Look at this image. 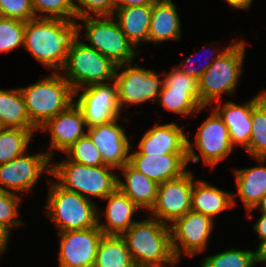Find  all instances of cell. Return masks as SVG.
<instances>
[{"instance_id": "cell-1", "label": "cell", "mask_w": 266, "mask_h": 267, "mask_svg": "<svg viewBox=\"0 0 266 267\" xmlns=\"http://www.w3.org/2000/svg\"><path fill=\"white\" fill-rule=\"evenodd\" d=\"M80 29L75 21L36 17L26 22L23 47L47 68L61 71Z\"/></svg>"}, {"instance_id": "cell-2", "label": "cell", "mask_w": 266, "mask_h": 267, "mask_svg": "<svg viewBox=\"0 0 266 267\" xmlns=\"http://www.w3.org/2000/svg\"><path fill=\"white\" fill-rule=\"evenodd\" d=\"M136 267H163L176 265L170 226L150 217L136 221L121 235Z\"/></svg>"}, {"instance_id": "cell-3", "label": "cell", "mask_w": 266, "mask_h": 267, "mask_svg": "<svg viewBox=\"0 0 266 267\" xmlns=\"http://www.w3.org/2000/svg\"><path fill=\"white\" fill-rule=\"evenodd\" d=\"M19 89L30 122L37 130L74 102L73 89L63 75L56 72L37 83Z\"/></svg>"}, {"instance_id": "cell-4", "label": "cell", "mask_w": 266, "mask_h": 267, "mask_svg": "<svg viewBox=\"0 0 266 267\" xmlns=\"http://www.w3.org/2000/svg\"><path fill=\"white\" fill-rule=\"evenodd\" d=\"M108 165L86 166L66 158L52 165L51 175L64 189L76 192L87 199L96 196L102 200L117 189L118 176Z\"/></svg>"}, {"instance_id": "cell-5", "label": "cell", "mask_w": 266, "mask_h": 267, "mask_svg": "<svg viewBox=\"0 0 266 267\" xmlns=\"http://www.w3.org/2000/svg\"><path fill=\"white\" fill-rule=\"evenodd\" d=\"M47 216L55 223L59 232L89 229L98 226L100 218L91 199L64 189L57 182H50Z\"/></svg>"}, {"instance_id": "cell-6", "label": "cell", "mask_w": 266, "mask_h": 267, "mask_svg": "<svg viewBox=\"0 0 266 267\" xmlns=\"http://www.w3.org/2000/svg\"><path fill=\"white\" fill-rule=\"evenodd\" d=\"M243 41L233 43L210 65L198 80L200 102L206 107L220 101L222 93H233L242 73Z\"/></svg>"}, {"instance_id": "cell-7", "label": "cell", "mask_w": 266, "mask_h": 267, "mask_svg": "<svg viewBox=\"0 0 266 267\" xmlns=\"http://www.w3.org/2000/svg\"><path fill=\"white\" fill-rule=\"evenodd\" d=\"M62 69L66 71L63 77L76 91L89 85L105 83L106 80H114L117 65L78 38L68 51Z\"/></svg>"}, {"instance_id": "cell-8", "label": "cell", "mask_w": 266, "mask_h": 267, "mask_svg": "<svg viewBox=\"0 0 266 267\" xmlns=\"http://www.w3.org/2000/svg\"><path fill=\"white\" fill-rule=\"evenodd\" d=\"M79 19L84 23L86 39L90 42L88 46L96 49L117 66L131 63L137 52L118 23L113 21V16H89Z\"/></svg>"}, {"instance_id": "cell-9", "label": "cell", "mask_w": 266, "mask_h": 267, "mask_svg": "<svg viewBox=\"0 0 266 267\" xmlns=\"http://www.w3.org/2000/svg\"><path fill=\"white\" fill-rule=\"evenodd\" d=\"M83 90L74 103L82 111L87 129L119 118L121 110L118 102L116 81L99 83L74 91V98Z\"/></svg>"}, {"instance_id": "cell-10", "label": "cell", "mask_w": 266, "mask_h": 267, "mask_svg": "<svg viewBox=\"0 0 266 267\" xmlns=\"http://www.w3.org/2000/svg\"><path fill=\"white\" fill-rule=\"evenodd\" d=\"M193 176L187 171L182 176L160 183L151 217L164 224L173 223L191 211Z\"/></svg>"}, {"instance_id": "cell-11", "label": "cell", "mask_w": 266, "mask_h": 267, "mask_svg": "<svg viewBox=\"0 0 266 267\" xmlns=\"http://www.w3.org/2000/svg\"><path fill=\"white\" fill-rule=\"evenodd\" d=\"M213 222L210 216L191 210L172 225L169 223L172 250L177 261L180 260L181 252L194 256L205 250L214 227Z\"/></svg>"}, {"instance_id": "cell-12", "label": "cell", "mask_w": 266, "mask_h": 267, "mask_svg": "<svg viewBox=\"0 0 266 267\" xmlns=\"http://www.w3.org/2000/svg\"><path fill=\"white\" fill-rule=\"evenodd\" d=\"M122 67L124 69L119 74L118 71ZM115 81L120 110L124 104L140 105L149 99L156 102L155 98L158 100L163 85V80L159 79L154 70L140 68L137 64L131 66V63L117 66Z\"/></svg>"}, {"instance_id": "cell-13", "label": "cell", "mask_w": 266, "mask_h": 267, "mask_svg": "<svg viewBox=\"0 0 266 267\" xmlns=\"http://www.w3.org/2000/svg\"><path fill=\"white\" fill-rule=\"evenodd\" d=\"M52 155L51 152L32 156L24 153L8 163L0 164V189L8 192H31L42 172L51 174Z\"/></svg>"}, {"instance_id": "cell-14", "label": "cell", "mask_w": 266, "mask_h": 267, "mask_svg": "<svg viewBox=\"0 0 266 267\" xmlns=\"http://www.w3.org/2000/svg\"><path fill=\"white\" fill-rule=\"evenodd\" d=\"M59 234L60 267H94L98 244L104 235L98 226Z\"/></svg>"}, {"instance_id": "cell-15", "label": "cell", "mask_w": 266, "mask_h": 267, "mask_svg": "<svg viewBox=\"0 0 266 267\" xmlns=\"http://www.w3.org/2000/svg\"><path fill=\"white\" fill-rule=\"evenodd\" d=\"M194 146L188 140L182 128L175 123L158 125L143 135L138 149L143 155L188 154V163L199 162L200 157L195 155Z\"/></svg>"}, {"instance_id": "cell-16", "label": "cell", "mask_w": 266, "mask_h": 267, "mask_svg": "<svg viewBox=\"0 0 266 267\" xmlns=\"http://www.w3.org/2000/svg\"><path fill=\"white\" fill-rule=\"evenodd\" d=\"M119 118L111 122L88 128V137L98 148L103 163L113 168H122L129 162L130 144L125 130L118 124Z\"/></svg>"}, {"instance_id": "cell-17", "label": "cell", "mask_w": 266, "mask_h": 267, "mask_svg": "<svg viewBox=\"0 0 266 267\" xmlns=\"http://www.w3.org/2000/svg\"><path fill=\"white\" fill-rule=\"evenodd\" d=\"M195 145L204 163L213 168L233 150L228 128L214 110L197 130Z\"/></svg>"}, {"instance_id": "cell-18", "label": "cell", "mask_w": 266, "mask_h": 267, "mask_svg": "<svg viewBox=\"0 0 266 267\" xmlns=\"http://www.w3.org/2000/svg\"><path fill=\"white\" fill-rule=\"evenodd\" d=\"M188 154L143 155L139 150L129 154V164L158 184L186 173Z\"/></svg>"}, {"instance_id": "cell-19", "label": "cell", "mask_w": 266, "mask_h": 267, "mask_svg": "<svg viewBox=\"0 0 266 267\" xmlns=\"http://www.w3.org/2000/svg\"><path fill=\"white\" fill-rule=\"evenodd\" d=\"M83 127L87 128L82 111L75 103H72L65 111L52 117L40 130L50 132L51 150L66 152L75 142L87 134Z\"/></svg>"}, {"instance_id": "cell-20", "label": "cell", "mask_w": 266, "mask_h": 267, "mask_svg": "<svg viewBox=\"0 0 266 267\" xmlns=\"http://www.w3.org/2000/svg\"><path fill=\"white\" fill-rule=\"evenodd\" d=\"M265 95L266 90L243 105L227 101L222 108L217 105L213 109L227 126L232 146L240 145L245 149L249 146L252 132V110Z\"/></svg>"}, {"instance_id": "cell-21", "label": "cell", "mask_w": 266, "mask_h": 267, "mask_svg": "<svg viewBox=\"0 0 266 267\" xmlns=\"http://www.w3.org/2000/svg\"><path fill=\"white\" fill-rule=\"evenodd\" d=\"M103 200H108L104 212L107 222L101 224L98 220V227L104 235L121 236L136 222L133 221L132 215L139 207L118 188Z\"/></svg>"}, {"instance_id": "cell-22", "label": "cell", "mask_w": 266, "mask_h": 267, "mask_svg": "<svg viewBox=\"0 0 266 267\" xmlns=\"http://www.w3.org/2000/svg\"><path fill=\"white\" fill-rule=\"evenodd\" d=\"M126 178H118L117 188L124 193L139 208L149 211L155 204L159 184L133 168L129 163L120 168Z\"/></svg>"}, {"instance_id": "cell-23", "label": "cell", "mask_w": 266, "mask_h": 267, "mask_svg": "<svg viewBox=\"0 0 266 267\" xmlns=\"http://www.w3.org/2000/svg\"><path fill=\"white\" fill-rule=\"evenodd\" d=\"M181 37L180 19L172 0H158L152 5L148 42L160 43L166 40H179Z\"/></svg>"}, {"instance_id": "cell-24", "label": "cell", "mask_w": 266, "mask_h": 267, "mask_svg": "<svg viewBox=\"0 0 266 267\" xmlns=\"http://www.w3.org/2000/svg\"><path fill=\"white\" fill-rule=\"evenodd\" d=\"M234 200L233 194L198 180L193 185L191 210L213 218L236 205Z\"/></svg>"}, {"instance_id": "cell-25", "label": "cell", "mask_w": 266, "mask_h": 267, "mask_svg": "<svg viewBox=\"0 0 266 267\" xmlns=\"http://www.w3.org/2000/svg\"><path fill=\"white\" fill-rule=\"evenodd\" d=\"M152 6L116 8L113 16L127 39L137 47L139 42H148Z\"/></svg>"}, {"instance_id": "cell-26", "label": "cell", "mask_w": 266, "mask_h": 267, "mask_svg": "<svg viewBox=\"0 0 266 267\" xmlns=\"http://www.w3.org/2000/svg\"><path fill=\"white\" fill-rule=\"evenodd\" d=\"M238 194L246 207V211L253 209L266 193V166H254L234 170Z\"/></svg>"}, {"instance_id": "cell-27", "label": "cell", "mask_w": 266, "mask_h": 267, "mask_svg": "<svg viewBox=\"0 0 266 267\" xmlns=\"http://www.w3.org/2000/svg\"><path fill=\"white\" fill-rule=\"evenodd\" d=\"M0 127L36 129L30 122L20 89H0Z\"/></svg>"}, {"instance_id": "cell-28", "label": "cell", "mask_w": 266, "mask_h": 267, "mask_svg": "<svg viewBox=\"0 0 266 267\" xmlns=\"http://www.w3.org/2000/svg\"><path fill=\"white\" fill-rule=\"evenodd\" d=\"M158 105L185 116L194 115L205 106L200 102L198 89H173L164 82L158 96Z\"/></svg>"}, {"instance_id": "cell-29", "label": "cell", "mask_w": 266, "mask_h": 267, "mask_svg": "<svg viewBox=\"0 0 266 267\" xmlns=\"http://www.w3.org/2000/svg\"><path fill=\"white\" fill-rule=\"evenodd\" d=\"M94 267H136V265L121 236L103 235L98 244Z\"/></svg>"}, {"instance_id": "cell-30", "label": "cell", "mask_w": 266, "mask_h": 267, "mask_svg": "<svg viewBox=\"0 0 266 267\" xmlns=\"http://www.w3.org/2000/svg\"><path fill=\"white\" fill-rule=\"evenodd\" d=\"M33 130L37 129L0 128V164L8 163L24 154Z\"/></svg>"}, {"instance_id": "cell-31", "label": "cell", "mask_w": 266, "mask_h": 267, "mask_svg": "<svg viewBox=\"0 0 266 267\" xmlns=\"http://www.w3.org/2000/svg\"><path fill=\"white\" fill-rule=\"evenodd\" d=\"M252 132L246 150L260 163L266 160V95L253 107Z\"/></svg>"}, {"instance_id": "cell-32", "label": "cell", "mask_w": 266, "mask_h": 267, "mask_svg": "<svg viewBox=\"0 0 266 267\" xmlns=\"http://www.w3.org/2000/svg\"><path fill=\"white\" fill-rule=\"evenodd\" d=\"M255 252L231 248L213 256H207L201 263L202 267H254Z\"/></svg>"}, {"instance_id": "cell-33", "label": "cell", "mask_w": 266, "mask_h": 267, "mask_svg": "<svg viewBox=\"0 0 266 267\" xmlns=\"http://www.w3.org/2000/svg\"><path fill=\"white\" fill-rule=\"evenodd\" d=\"M26 22L0 16V53L24 46Z\"/></svg>"}, {"instance_id": "cell-34", "label": "cell", "mask_w": 266, "mask_h": 267, "mask_svg": "<svg viewBox=\"0 0 266 267\" xmlns=\"http://www.w3.org/2000/svg\"><path fill=\"white\" fill-rule=\"evenodd\" d=\"M32 8L35 13V17L38 18H56L66 21H74L76 18L73 0H31ZM38 12L49 13L46 16L37 14Z\"/></svg>"}, {"instance_id": "cell-35", "label": "cell", "mask_w": 266, "mask_h": 267, "mask_svg": "<svg viewBox=\"0 0 266 267\" xmlns=\"http://www.w3.org/2000/svg\"><path fill=\"white\" fill-rule=\"evenodd\" d=\"M68 159L86 166L105 165L98 148L92 143L88 135L81 137L67 151Z\"/></svg>"}, {"instance_id": "cell-36", "label": "cell", "mask_w": 266, "mask_h": 267, "mask_svg": "<svg viewBox=\"0 0 266 267\" xmlns=\"http://www.w3.org/2000/svg\"><path fill=\"white\" fill-rule=\"evenodd\" d=\"M20 200L21 198L15 193L0 189V225L9 232L14 226L18 227L23 224L17 219Z\"/></svg>"}, {"instance_id": "cell-37", "label": "cell", "mask_w": 266, "mask_h": 267, "mask_svg": "<svg viewBox=\"0 0 266 267\" xmlns=\"http://www.w3.org/2000/svg\"><path fill=\"white\" fill-rule=\"evenodd\" d=\"M78 4L73 2V8L77 19L95 15L113 16L116 10V0H76ZM93 15H89V14Z\"/></svg>"}, {"instance_id": "cell-38", "label": "cell", "mask_w": 266, "mask_h": 267, "mask_svg": "<svg viewBox=\"0 0 266 267\" xmlns=\"http://www.w3.org/2000/svg\"><path fill=\"white\" fill-rule=\"evenodd\" d=\"M0 16L24 22L36 18L31 0H0Z\"/></svg>"}, {"instance_id": "cell-39", "label": "cell", "mask_w": 266, "mask_h": 267, "mask_svg": "<svg viewBox=\"0 0 266 267\" xmlns=\"http://www.w3.org/2000/svg\"><path fill=\"white\" fill-rule=\"evenodd\" d=\"M163 82L173 89H198V80L185 74L177 67L168 73Z\"/></svg>"}, {"instance_id": "cell-40", "label": "cell", "mask_w": 266, "mask_h": 267, "mask_svg": "<svg viewBox=\"0 0 266 267\" xmlns=\"http://www.w3.org/2000/svg\"><path fill=\"white\" fill-rule=\"evenodd\" d=\"M226 49L222 50L221 52L217 51V55L212 58V61L206 63L205 65H202L201 68H196L194 64H190V66H183L181 67V65H183V62L185 63H190L191 61V57H188L187 59H185V61H182V63L177 66V68H179L182 72H184L185 74L194 77L195 79L199 80L201 75L210 67V65L225 51ZM207 51V50H205Z\"/></svg>"}, {"instance_id": "cell-41", "label": "cell", "mask_w": 266, "mask_h": 267, "mask_svg": "<svg viewBox=\"0 0 266 267\" xmlns=\"http://www.w3.org/2000/svg\"><path fill=\"white\" fill-rule=\"evenodd\" d=\"M158 0H116V8L132 6H152Z\"/></svg>"}, {"instance_id": "cell-42", "label": "cell", "mask_w": 266, "mask_h": 267, "mask_svg": "<svg viewBox=\"0 0 266 267\" xmlns=\"http://www.w3.org/2000/svg\"><path fill=\"white\" fill-rule=\"evenodd\" d=\"M261 240L266 238V214H261L257 223L253 226Z\"/></svg>"}, {"instance_id": "cell-43", "label": "cell", "mask_w": 266, "mask_h": 267, "mask_svg": "<svg viewBox=\"0 0 266 267\" xmlns=\"http://www.w3.org/2000/svg\"><path fill=\"white\" fill-rule=\"evenodd\" d=\"M256 263H266V238L261 240L258 249L255 251Z\"/></svg>"}, {"instance_id": "cell-44", "label": "cell", "mask_w": 266, "mask_h": 267, "mask_svg": "<svg viewBox=\"0 0 266 267\" xmlns=\"http://www.w3.org/2000/svg\"><path fill=\"white\" fill-rule=\"evenodd\" d=\"M9 236L10 232L0 225V254L5 252L8 246Z\"/></svg>"}, {"instance_id": "cell-45", "label": "cell", "mask_w": 266, "mask_h": 267, "mask_svg": "<svg viewBox=\"0 0 266 267\" xmlns=\"http://www.w3.org/2000/svg\"><path fill=\"white\" fill-rule=\"evenodd\" d=\"M232 8L249 9L253 0H226Z\"/></svg>"}, {"instance_id": "cell-46", "label": "cell", "mask_w": 266, "mask_h": 267, "mask_svg": "<svg viewBox=\"0 0 266 267\" xmlns=\"http://www.w3.org/2000/svg\"><path fill=\"white\" fill-rule=\"evenodd\" d=\"M258 207L261 210V214H266V193L261 198V200L256 204V206L253 209L249 210L248 212H251Z\"/></svg>"}]
</instances>
